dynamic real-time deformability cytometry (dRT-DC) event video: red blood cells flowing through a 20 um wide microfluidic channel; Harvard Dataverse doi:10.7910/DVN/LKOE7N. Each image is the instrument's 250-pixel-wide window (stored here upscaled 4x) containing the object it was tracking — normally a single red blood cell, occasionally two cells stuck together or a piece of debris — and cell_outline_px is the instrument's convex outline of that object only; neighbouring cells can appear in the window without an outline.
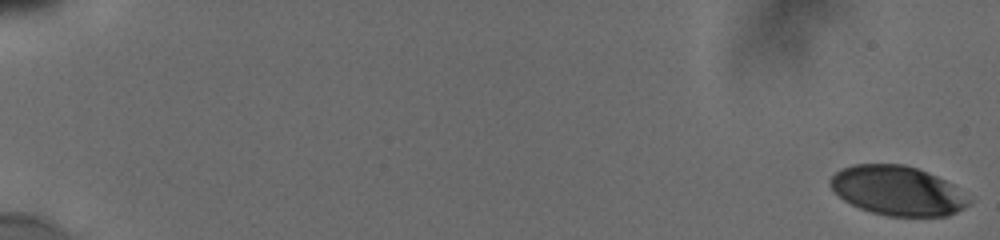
{"species": "human", "species_latin": "Homo sapiens", "temperature_condition": "cold", "stored_images_in_passage": 22, "camera_frame_rate_fps": 3000, "um_per_image_px": 0.085, "donor": {"sex": "male"}, "frame": {"image": 1, "passage_image": 1, "time_ms": 0.0, "image_size_px": [1000, 240], "cell_outline_px": [[968, 204], [964, 208], [948, 216], [888, 216], [872, 212], [860, 208], [844, 200], [828, 184], [832, 176], [840, 168], [856, 164], [904, 164], [928, 172], [944, 180], [968, 200]], "centroid_in_image_um": [76.22, 16.2], "position_along_channel_um": 8.8, "area_um2": 39.19}}
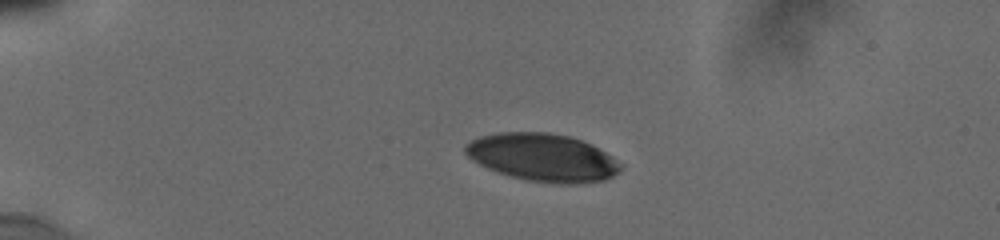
{"frame": {"image": 2, "passage_image": 15, "time_ms": 4.667, "image_size_px": [1000, 240], "cell_outline_px": [[624, 164], [620, 172], [604, 180], [576, 184], [560, 184], [528, 180], [496, 172], [472, 160], [464, 152], [464, 144], [480, 136], [500, 132], [548, 132], [568, 136], [592, 144], [612, 156]], "centroid_in_image_um": [46.15, 13.38], "position_along_channel_um": 38.9, "area_um2": 43.35}}